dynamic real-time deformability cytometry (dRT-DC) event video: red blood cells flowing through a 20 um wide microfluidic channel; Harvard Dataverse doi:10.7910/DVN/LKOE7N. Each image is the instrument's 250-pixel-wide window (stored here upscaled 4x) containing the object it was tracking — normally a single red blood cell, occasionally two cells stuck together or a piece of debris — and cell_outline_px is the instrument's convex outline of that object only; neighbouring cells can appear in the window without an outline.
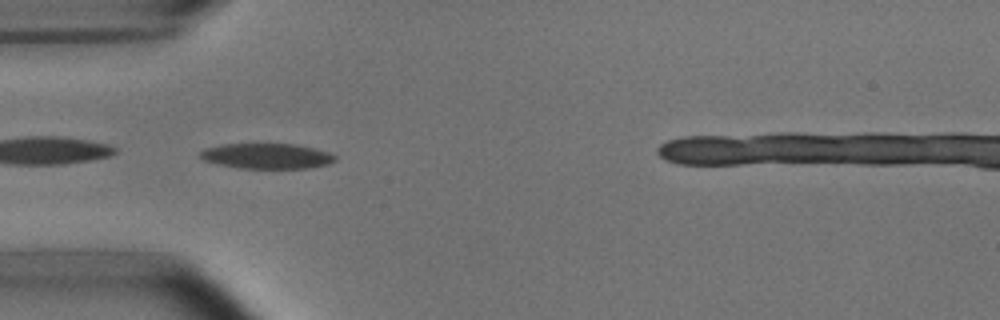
{"species": "common noctule bat (a hibernating species)", "species_latin": "Nyctalus noctula", "temperature_condition": "room temperature", "stored_images_in_passage": 48, "camera_frame_rate_fps": 3000, "um_per_image_px": 0.085, "animal": {"sex": "male", "body_mass_g": 15.6}, "frame": {"image": 1, "passage_image": 16, "time_ms": 5.0, "image_size_px": [1000, 320], "cell_outline_px": [[336, 160], [328, 164], [308, 168], [240, 168], [220, 164], [204, 160], [200, 156], [200, 152], [204, 148], [220, 144], [292, 144], [312, 148], [328, 152], [336, 156]], "centroid_in_image_um": [22.66, 13.26], "position_along_channel_um": 62.3, "area_um2": 19.71}}
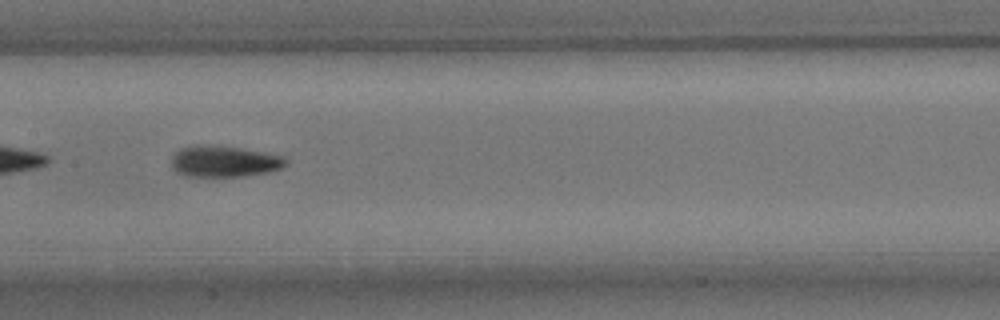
{"frame": {"image": 2, "passage_image": 26, "time_ms": 8.333, "image_size_px": [1000, 320], "cell_outline_px": [[288, 164], [284, 168], [268, 172], [240, 176], [184, 176], [176, 172], [172, 168], [172, 156], [180, 148], [200, 144], [240, 148], [264, 152], [280, 156], [288, 160]], "centroid_in_image_um": [19.05, 13.72], "position_along_channel_um": 188.3, "area_um2": 20.81}}
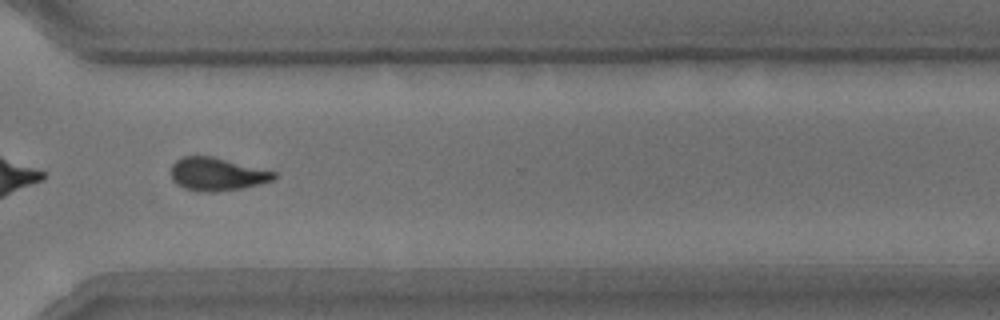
{"frame": {"image": 3, "passage_image": 39, "time_ms": 12.667, "image_size_px": [1000, 320], "cell_outline_px": [[276, 176], [272, 180], [260, 184], [244, 188], [212, 192], [200, 192], [184, 188], [172, 180], [172, 164], [176, 160], [184, 156], [212, 156], [276, 172]], "centroid_in_image_um": [18.44, 14.81], "position_along_channel_um": 352.2, "area_um2": 19.71}, "authors_computed_cell_mechanics": {"area_um2": 20.7213, "velocity_mm_per_s": 3.7867, "shape_relaxation_time_tau1_ms": 4.2291, "shape_relaxation_time_tau2_ms": 2.4731, "deformation_change_tau1": 0.1538, "deformation_change_tau2": 0.0986}}